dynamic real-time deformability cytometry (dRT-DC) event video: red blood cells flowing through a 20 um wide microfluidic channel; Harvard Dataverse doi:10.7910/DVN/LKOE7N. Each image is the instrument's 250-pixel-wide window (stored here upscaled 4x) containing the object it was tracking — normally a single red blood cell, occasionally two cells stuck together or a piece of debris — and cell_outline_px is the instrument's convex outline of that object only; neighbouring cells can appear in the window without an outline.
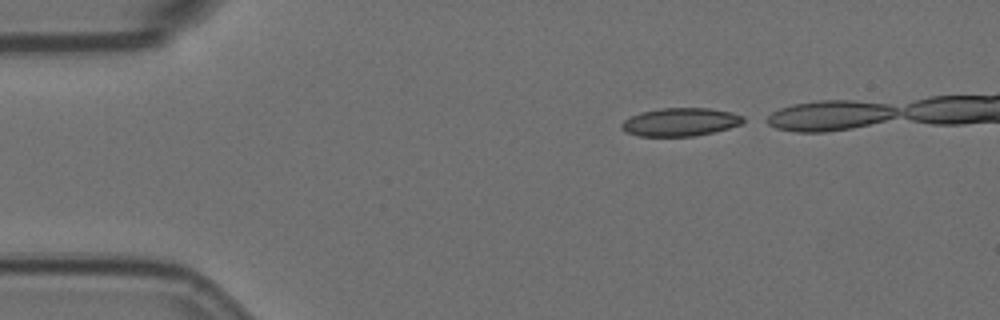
{"species": "Egyptian fruit bat (a non-hibernating species)", "species_latin": "Rousettus aegyptiacus", "temperature_condition": "room temperature", "stored_images_in_passage": 4, "camera_frame_rate_fps": 3000, "um_per_image_px": 0.085, "animal": {"sex": "female"}, "frame": {"image": 1, "passage_image": 1, "time_ms": 0.0, "image_size_px": [1000, 320], "cell_outline_px": [[748, 120], [740, 124], [728, 128], [712, 132], [692, 136], [640, 136], [628, 132], [620, 128], [620, 124], [624, 120], [640, 112], [660, 108], [708, 108], [732, 112], [744, 116]], "centroid_in_image_um": [57.85, 10.36], "position_along_channel_um": 27.2, "area_um2": 19.94}}